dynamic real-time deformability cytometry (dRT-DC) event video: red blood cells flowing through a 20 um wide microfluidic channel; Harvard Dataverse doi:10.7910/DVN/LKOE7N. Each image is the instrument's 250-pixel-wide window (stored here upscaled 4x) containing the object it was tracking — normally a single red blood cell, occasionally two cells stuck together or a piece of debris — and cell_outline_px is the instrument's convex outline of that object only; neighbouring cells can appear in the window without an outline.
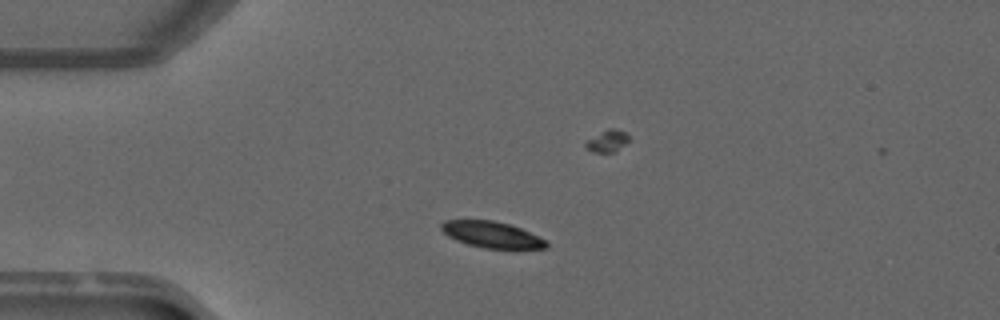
{"species": "common noctule bat (a hibernating species)", "species_latin": "Nyctalus noctula", "temperature_condition": "warm", "stored_images_in_passage": 46, "camera_frame_rate_fps": 3000, "um_per_image_px": 0.085, "animal": {"sex": "male", "forearm_length_mm": 52.5}, "frame": {"image": 1, "passage_image": 7, "time_ms": 2.0, "image_size_px": [1000, 320], "cell_outline_px": [[548, 248], [484, 248], [468, 244], [456, 240], [448, 236], [440, 228], [440, 224], [444, 220], [492, 220], [508, 224], [520, 228], [548, 240]], "centroid_in_image_um": [41.8, 19.94], "position_along_channel_um": 43.2, "area_um2": 15.95}, "authors_computed_cell_mechanics": {"area_um2": 17.8024, "velocity_mm_per_s": 4.0318, "shape_relaxation_time_tau1_ms": 3.4144, "shape_relaxation_time_tau2_ms": null, "deformation_change_tau1": 0.1236, "deformation_change_tau2": null}}